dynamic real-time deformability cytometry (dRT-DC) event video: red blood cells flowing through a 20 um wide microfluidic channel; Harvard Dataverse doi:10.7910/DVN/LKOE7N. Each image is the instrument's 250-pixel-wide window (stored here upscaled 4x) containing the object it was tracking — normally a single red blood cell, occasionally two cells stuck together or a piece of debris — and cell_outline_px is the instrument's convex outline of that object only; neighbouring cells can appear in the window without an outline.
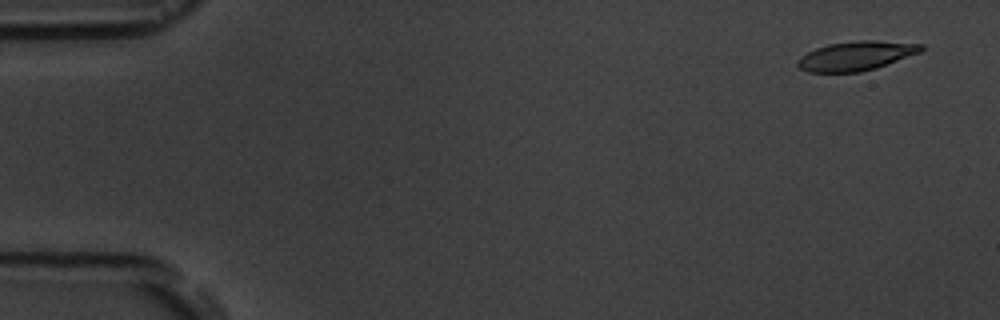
{"species": "common noctule bat (a hibernating species)", "species_latin": "Nyctalus noctula", "temperature_condition": "room temperature", "stored_images_in_passage": 5, "camera_frame_rate_fps": 3000, "um_per_image_px": 0.085, "animal": {"sex": "male", "body_mass_g": 19.5, "forearm_length_mm": 54.6}, "frame": {"image": 1, "passage_image": 1, "time_ms": 0.0, "image_size_px": [1000, 320], "cell_outline_px": [[924, 48], [920, 52], [876, 68], [860, 72], [808, 72], [800, 68], [796, 64], [796, 60], [800, 56], [816, 48], [828, 44], [856, 40], [876, 40], [924, 44]], "centroid_in_image_um": [72.75, 4.74], "position_along_channel_um": 12.2, "area_um2": 21.1}}
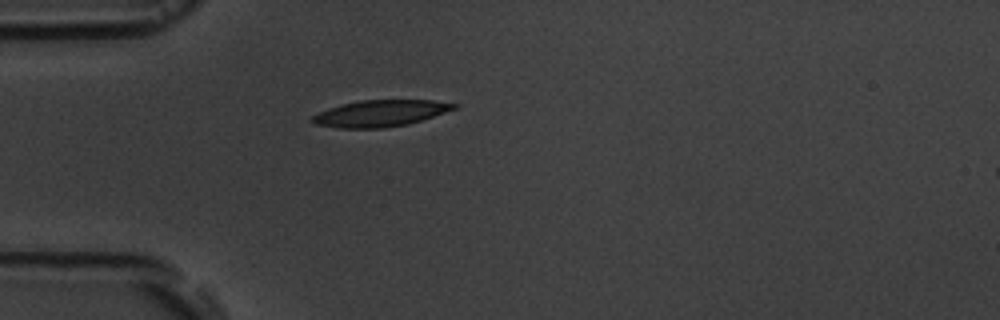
{"frame": {"image": 2, "passage_image": 5, "time_ms": 4.333, "image_size_px": [1000, 320], "cell_outline_px": [[460, 104], [456, 108], [408, 124], [384, 128], [340, 128], [316, 124], [308, 120], [312, 116], [328, 108], [360, 100], [432, 100]], "centroid_in_image_um": [32.31, 9.63], "position_along_channel_um": 52.7, "area_um2": 21.68}}